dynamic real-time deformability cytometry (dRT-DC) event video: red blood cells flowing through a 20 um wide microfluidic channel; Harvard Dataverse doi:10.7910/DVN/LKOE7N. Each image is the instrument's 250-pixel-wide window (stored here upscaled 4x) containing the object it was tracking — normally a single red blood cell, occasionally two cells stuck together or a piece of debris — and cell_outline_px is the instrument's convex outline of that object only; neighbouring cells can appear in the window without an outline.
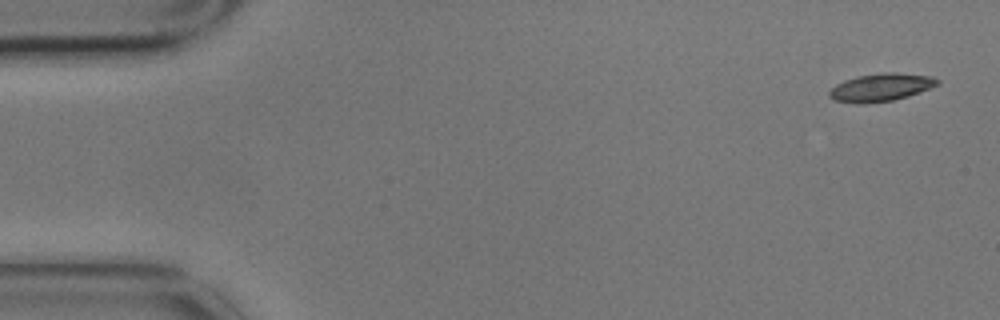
{"species": "common noctule bat (a hibernating species)", "species_latin": "Nyctalus noctula", "temperature_condition": "cold", "stored_images_in_passage": 3, "segment_of_instrument_passage": [2, 2], "camera_frame_rate_fps": 3000, "um_per_image_px": 0.085, "animal": {"sex": "male", "body_mass_g": 17.9}, "frame": {"image": 1, "passage_image": 3, "time_ms": 0.667, "image_size_px": [1000, 320], "cell_outline_px": [[940, 84], [908, 96], [892, 100], [832, 100], [828, 96], [828, 92], [836, 84], [844, 80], [860, 76], [884, 72], [896, 72], [932, 76], [940, 80]], "centroid_in_image_um": [74.96, 7.36], "position_along_channel_um": 10.0, "area_um2": 16.65}}